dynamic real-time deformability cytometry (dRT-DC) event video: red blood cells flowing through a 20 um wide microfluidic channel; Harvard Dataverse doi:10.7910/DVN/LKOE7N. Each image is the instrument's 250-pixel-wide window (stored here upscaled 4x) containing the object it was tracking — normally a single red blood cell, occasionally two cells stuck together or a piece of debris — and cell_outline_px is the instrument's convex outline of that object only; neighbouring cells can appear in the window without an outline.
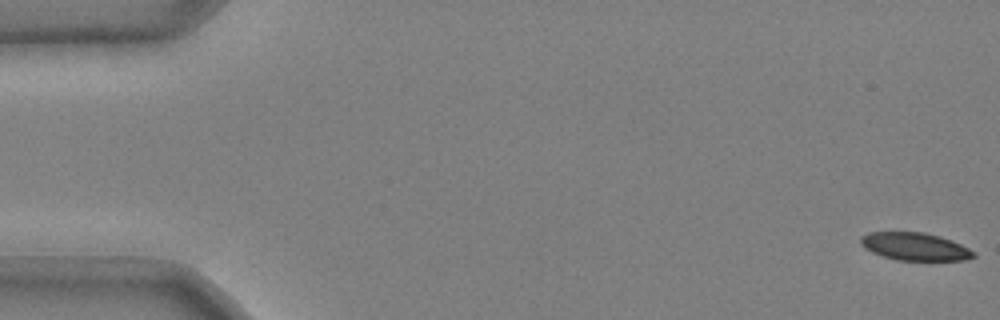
{"species": "common noctule bat (a hibernating species)", "species_latin": "Nyctalus noctula", "temperature_condition": "cold", "stored_images_in_passage": 52, "camera_frame_rate_fps": 3000, "um_per_image_px": 0.085, "animal": {"sex": "male", "body_mass_g": 20.4}, "frame": {"image": 1, "passage_image": 1, "time_ms": 0.0, "image_size_px": [1000, 320], "cell_outline_px": [[976, 256], [968, 260], [896, 260], [872, 252], [864, 248], [860, 244], [860, 236], [868, 232], [924, 232], [940, 236], [952, 240], [976, 252]], "centroid_in_image_um": [77.77, 20.95], "position_along_channel_um": 7.2, "area_um2": 18.38}}
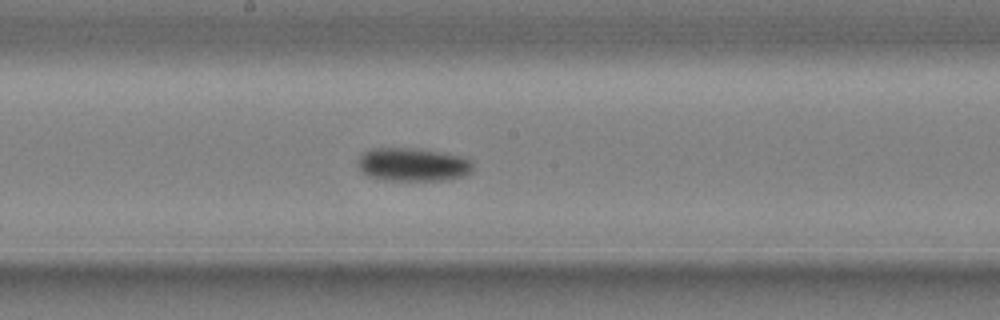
{"frame": {"image": 2, "passage_image": 29, "time_ms": 9.333, "image_size_px": [1000, 320], "cell_outline_px": [[472, 172], [464, 176], [448, 180], [384, 180], [368, 176], [360, 168], [360, 156], [364, 152], [372, 148], [408, 148], [436, 152], [460, 156], [468, 160], [472, 164]], "centroid_in_image_um": [35.1, 14.0], "position_along_channel_um": 213.1, "area_um2": 21.91}}
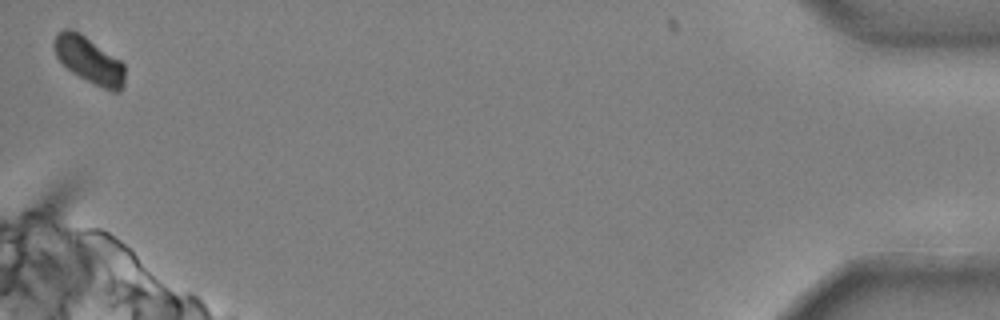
{"frame": {"image": 3, "passage_image": 52, "time_ms": 17.0, "image_size_px": [1000, 320], "cell_outline_px": [[124, 88], [120, 92], [112, 92], [72, 72], [56, 56], [52, 44], [56, 36], [64, 28], [72, 28], [80, 32], [120, 60], [124, 64]], "centroid_in_image_um": [7.59, 5.1], "position_along_channel_um": 427.6, "area_um2": 19.02}, "authors_computed_cell_mechanics": {"area_um2": 21.1837, "velocity_mm_per_s": 3.6969, "shape_relaxation_time_tau1_ms": 5.6478, "shape_relaxation_time_tau2_ms": null, "deformation_change_tau1": 0.125, "deformation_change_tau2": null}}